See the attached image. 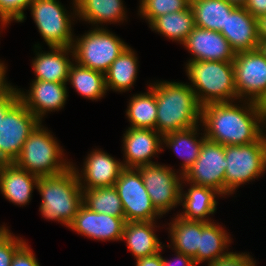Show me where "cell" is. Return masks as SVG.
I'll list each match as a JSON object with an SVG mask.
<instances>
[{
	"instance_id": "cell-13",
	"label": "cell",
	"mask_w": 266,
	"mask_h": 266,
	"mask_svg": "<svg viewBox=\"0 0 266 266\" xmlns=\"http://www.w3.org/2000/svg\"><path fill=\"white\" fill-rule=\"evenodd\" d=\"M225 146L206 139L197 160L183 175L188 183L210 187L225 196Z\"/></svg>"
},
{
	"instance_id": "cell-34",
	"label": "cell",
	"mask_w": 266,
	"mask_h": 266,
	"mask_svg": "<svg viewBox=\"0 0 266 266\" xmlns=\"http://www.w3.org/2000/svg\"><path fill=\"white\" fill-rule=\"evenodd\" d=\"M189 6L190 0H140L138 14L150 24L159 16L184 11Z\"/></svg>"
},
{
	"instance_id": "cell-23",
	"label": "cell",
	"mask_w": 266,
	"mask_h": 266,
	"mask_svg": "<svg viewBox=\"0 0 266 266\" xmlns=\"http://www.w3.org/2000/svg\"><path fill=\"white\" fill-rule=\"evenodd\" d=\"M155 223L156 221H130L125 223L122 240L126 241L128 251L132 253L135 259L151 256L163 250V244L155 234V230H157Z\"/></svg>"
},
{
	"instance_id": "cell-43",
	"label": "cell",
	"mask_w": 266,
	"mask_h": 266,
	"mask_svg": "<svg viewBox=\"0 0 266 266\" xmlns=\"http://www.w3.org/2000/svg\"><path fill=\"white\" fill-rule=\"evenodd\" d=\"M136 266H163L161 250L157 254L136 259Z\"/></svg>"
},
{
	"instance_id": "cell-30",
	"label": "cell",
	"mask_w": 266,
	"mask_h": 266,
	"mask_svg": "<svg viewBox=\"0 0 266 266\" xmlns=\"http://www.w3.org/2000/svg\"><path fill=\"white\" fill-rule=\"evenodd\" d=\"M169 225V236L171 244L167 247L192 258L197 254L200 247V221H188L178 215L171 220Z\"/></svg>"
},
{
	"instance_id": "cell-9",
	"label": "cell",
	"mask_w": 266,
	"mask_h": 266,
	"mask_svg": "<svg viewBox=\"0 0 266 266\" xmlns=\"http://www.w3.org/2000/svg\"><path fill=\"white\" fill-rule=\"evenodd\" d=\"M144 186L152 204L163 216L173 208L180 206V192L183 175L164 164L139 166ZM179 173V175H178Z\"/></svg>"
},
{
	"instance_id": "cell-37",
	"label": "cell",
	"mask_w": 266,
	"mask_h": 266,
	"mask_svg": "<svg viewBox=\"0 0 266 266\" xmlns=\"http://www.w3.org/2000/svg\"><path fill=\"white\" fill-rule=\"evenodd\" d=\"M256 261L249 254L229 251L225 256L208 263V266H255Z\"/></svg>"
},
{
	"instance_id": "cell-7",
	"label": "cell",
	"mask_w": 266,
	"mask_h": 266,
	"mask_svg": "<svg viewBox=\"0 0 266 266\" xmlns=\"http://www.w3.org/2000/svg\"><path fill=\"white\" fill-rule=\"evenodd\" d=\"M80 37H75L71 46L73 60L81 66L103 74L129 46L106 28L95 27Z\"/></svg>"
},
{
	"instance_id": "cell-4",
	"label": "cell",
	"mask_w": 266,
	"mask_h": 266,
	"mask_svg": "<svg viewBox=\"0 0 266 266\" xmlns=\"http://www.w3.org/2000/svg\"><path fill=\"white\" fill-rule=\"evenodd\" d=\"M185 69L201 106L237 101L233 62L188 61Z\"/></svg>"
},
{
	"instance_id": "cell-5",
	"label": "cell",
	"mask_w": 266,
	"mask_h": 266,
	"mask_svg": "<svg viewBox=\"0 0 266 266\" xmlns=\"http://www.w3.org/2000/svg\"><path fill=\"white\" fill-rule=\"evenodd\" d=\"M63 151L56 137L40 122L30 133L14 163L38 177L55 176L72 166V162L64 159Z\"/></svg>"
},
{
	"instance_id": "cell-38",
	"label": "cell",
	"mask_w": 266,
	"mask_h": 266,
	"mask_svg": "<svg viewBox=\"0 0 266 266\" xmlns=\"http://www.w3.org/2000/svg\"><path fill=\"white\" fill-rule=\"evenodd\" d=\"M35 254L25 243L14 255L10 266H40Z\"/></svg>"
},
{
	"instance_id": "cell-42",
	"label": "cell",
	"mask_w": 266,
	"mask_h": 266,
	"mask_svg": "<svg viewBox=\"0 0 266 266\" xmlns=\"http://www.w3.org/2000/svg\"><path fill=\"white\" fill-rule=\"evenodd\" d=\"M20 99L18 89L9 97L0 99V126L1 117H4L6 112Z\"/></svg>"
},
{
	"instance_id": "cell-21",
	"label": "cell",
	"mask_w": 266,
	"mask_h": 266,
	"mask_svg": "<svg viewBox=\"0 0 266 266\" xmlns=\"http://www.w3.org/2000/svg\"><path fill=\"white\" fill-rule=\"evenodd\" d=\"M39 177L13 163H0V191L15 205L30 203Z\"/></svg>"
},
{
	"instance_id": "cell-35",
	"label": "cell",
	"mask_w": 266,
	"mask_h": 266,
	"mask_svg": "<svg viewBox=\"0 0 266 266\" xmlns=\"http://www.w3.org/2000/svg\"><path fill=\"white\" fill-rule=\"evenodd\" d=\"M12 234L8 227L0 226V266H10L15 253L26 243Z\"/></svg>"
},
{
	"instance_id": "cell-41",
	"label": "cell",
	"mask_w": 266,
	"mask_h": 266,
	"mask_svg": "<svg viewBox=\"0 0 266 266\" xmlns=\"http://www.w3.org/2000/svg\"><path fill=\"white\" fill-rule=\"evenodd\" d=\"M244 8L255 18L266 15V0H247Z\"/></svg>"
},
{
	"instance_id": "cell-19",
	"label": "cell",
	"mask_w": 266,
	"mask_h": 266,
	"mask_svg": "<svg viewBox=\"0 0 266 266\" xmlns=\"http://www.w3.org/2000/svg\"><path fill=\"white\" fill-rule=\"evenodd\" d=\"M237 52L258 49V22L244 7H235L227 16L226 27L220 32Z\"/></svg>"
},
{
	"instance_id": "cell-15",
	"label": "cell",
	"mask_w": 266,
	"mask_h": 266,
	"mask_svg": "<svg viewBox=\"0 0 266 266\" xmlns=\"http://www.w3.org/2000/svg\"><path fill=\"white\" fill-rule=\"evenodd\" d=\"M182 45L192 54L189 61L233 62L235 51L219 32L195 27Z\"/></svg>"
},
{
	"instance_id": "cell-16",
	"label": "cell",
	"mask_w": 266,
	"mask_h": 266,
	"mask_svg": "<svg viewBox=\"0 0 266 266\" xmlns=\"http://www.w3.org/2000/svg\"><path fill=\"white\" fill-rule=\"evenodd\" d=\"M75 166L72 163L82 189L112 187L124 168L122 162L101 149L88 154L81 173Z\"/></svg>"
},
{
	"instance_id": "cell-45",
	"label": "cell",
	"mask_w": 266,
	"mask_h": 266,
	"mask_svg": "<svg viewBox=\"0 0 266 266\" xmlns=\"http://www.w3.org/2000/svg\"><path fill=\"white\" fill-rule=\"evenodd\" d=\"M236 7H244L247 0H225Z\"/></svg>"
},
{
	"instance_id": "cell-46",
	"label": "cell",
	"mask_w": 266,
	"mask_h": 266,
	"mask_svg": "<svg viewBox=\"0 0 266 266\" xmlns=\"http://www.w3.org/2000/svg\"><path fill=\"white\" fill-rule=\"evenodd\" d=\"M258 49L266 59V41H259Z\"/></svg>"
},
{
	"instance_id": "cell-2",
	"label": "cell",
	"mask_w": 266,
	"mask_h": 266,
	"mask_svg": "<svg viewBox=\"0 0 266 266\" xmlns=\"http://www.w3.org/2000/svg\"><path fill=\"white\" fill-rule=\"evenodd\" d=\"M190 83L160 81L150 83L157 102L156 131L162 136L193 128L201 122L202 106Z\"/></svg>"
},
{
	"instance_id": "cell-3",
	"label": "cell",
	"mask_w": 266,
	"mask_h": 266,
	"mask_svg": "<svg viewBox=\"0 0 266 266\" xmlns=\"http://www.w3.org/2000/svg\"><path fill=\"white\" fill-rule=\"evenodd\" d=\"M35 189L42 197L41 215L69 227L83 204V190L75 169L71 166L59 175L39 177Z\"/></svg>"
},
{
	"instance_id": "cell-24",
	"label": "cell",
	"mask_w": 266,
	"mask_h": 266,
	"mask_svg": "<svg viewBox=\"0 0 266 266\" xmlns=\"http://www.w3.org/2000/svg\"><path fill=\"white\" fill-rule=\"evenodd\" d=\"M77 16L100 28L104 23H119L126 20L123 0H75ZM125 7V8H124Z\"/></svg>"
},
{
	"instance_id": "cell-26",
	"label": "cell",
	"mask_w": 266,
	"mask_h": 266,
	"mask_svg": "<svg viewBox=\"0 0 266 266\" xmlns=\"http://www.w3.org/2000/svg\"><path fill=\"white\" fill-rule=\"evenodd\" d=\"M231 237L219 223L200 221V247L193 257L196 265L213 262L228 253ZM227 251V252H226Z\"/></svg>"
},
{
	"instance_id": "cell-36",
	"label": "cell",
	"mask_w": 266,
	"mask_h": 266,
	"mask_svg": "<svg viewBox=\"0 0 266 266\" xmlns=\"http://www.w3.org/2000/svg\"><path fill=\"white\" fill-rule=\"evenodd\" d=\"M33 0H0V24L7 27L11 21L24 22V10L29 8Z\"/></svg>"
},
{
	"instance_id": "cell-47",
	"label": "cell",
	"mask_w": 266,
	"mask_h": 266,
	"mask_svg": "<svg viewBox=\"0 0 266 266\" xmlns=\"http://www.w3.org/2000/svg\"><path fill=\"white\" fill-rule=\"evenodd\" d=\"M259 105L262 108V110L266 116V97L259 103Z\"/></svg>"
},
{
	"instance_id": "cell-32",
	"label": "cell",
	"mask_w": 266,
	"mask_h": 266,
	"mask_svg": "<svg viewBox=\"0 0 266 266\" xmlns=\"http://www.w3.org/2000/svg\"><path fill=\"white\" fill-rule=\"evenodd\" d=\"M147 93L134 94L128 103L126 116L130 127L156 129L157 102L155 91L149 86Z\"/></svg>"
},
{
	"instance_id": "cell-27",
	"label": "cell",
	"mask_w": 266,
	"mask_h": 266,
	"mask_svg": "<svg viewBox=\"0 0 266 266\" xmlns=\"http://www.w3.org/2000/svg\"><path fill=\"white\" fill-rule=\"evenodd\" d=\"M138 58L135 51L128 46L114 60L105 73V85L107 91H129L137 80Z\"/></svg>"
},
{
	"instance_id": "cell-31",
	"label": "cell",
	"mask_w": 266,
	"mask_h": 266,
	"mask_svg": "<svg viewBox=\"0 0 266 266\" xmlns=\"http://www.w3.org/2000/svg\"><path fill=\"white\" fill-rule=\"evenodd\" d=\"M67 82L84 98L98 100L107 92L105 85V74L99 71L72 63L69 70Z\"/></svg>"
},
{
	"instance_id": "cell-1",
	"label": "cell",
	"mask_w": 266,
	"mask_h": 266,
	"mask_svg": "<svg viewBox=\"0 0 266 266\" xmlns=\"http://www.w3.org/2000/svg\"><path fill=\"white\" fill-rule=\"evenodd\" d=\"M202 106L201 122L206 139L228 145L256 142L266 131V116L259 103L239 100ZM263 125V126H262Z\"/></svg>"
},
{
	"instance_id": "cell-6",
	"label": "cell",
	"mask_w": 266,
	"mask_h": 266,
	"mask_svg": "<svg viewBox=\"0 0 266 266\" xmlns=\"http://www.w3.org/2000/svg\"><path fill=\"white\" fill-rule=\"evenodd\" d=\"M225 195H232L240 185L254 181L266 170V132L247 145L225 146Z\"/></svg>"
},
{
	"instance_id": "cell-29",
	"label": "cell",
	"mask_w": 266,
	"mask_h": 266,
	"mask_svg": "<svg viewBox=\"0 0 266 266\" xmlns=\"http://www.w3.org/2000/svg\"><path fill=\"white\" fill-rule=\"evenodd\" d=\"M152 31L158 32L164 37L183 43L190 32L196 27L194 13L189 6L184 11L167 13L155 18L150 24Z\"/></svg>"
},
{
	"instance_id": "cell-14",
	"label": "cell",
	"mask_w": 266,
	"mask_h": 266,
	"mask_svg": "<svg viewBox=\"0 0 266 266\" xmlns=\"http://www.w3.org/2000/svg\"><path fill=\"white\" fill-rule=\"evenodd\" d=\"M125 223V218L94 212L82 204L68 228L98 241H122Z\"/></svg>"
},
{
	"instance_id": "cell-40",
	"label": "cell",
	"mask_w": 266,
	"mask_h": 266,
	"mask_svg": "<svg viewBox=\"0 0 266 266\" xmlns=\"http://www.w3.org/2000/svg\"><path fill=\"white\" fill-rule=\"evenodd\" d=\"M175 252L176 257L172 259L173 262L171 259L169 261L168 259L162 257L163 266H197L194 261V258H192L191 256L185 255L178 251Z\"/></svg>"
},
{
	"instance_id": "cell-10",
	"label": "cell",
	"mask_w": 266,
	"mask_h": 266,
	"mask_svg": "<svg viewBox=\"0 0 266 266\" xmlns=\"http://www.w3.org/2000/svg\"><path fill=\"white\" fill-rule=\"evenodd\" d=\"M39 123L20 99L1 117L0 163H13L17 159L25 141Z\"/></svg>"
},
{
	"instance_id": "cell-17",
	"label": "cell",
	"mask_w": 266,
	"mask_h": 266,
	"mask_svg": "<svg viewBox=\"0 0 266 266\" xmlns=\"http://www.w3.org/2000/svg\"><path fill=\"white\" fill-rule=\"evenodd\" d=\"M122 142L125 168L155 164L151 158L163 150L162 135L154 129L128 127Z\"/></svg>"
},
{
	"instance_id": "cell-18",
	"label": "cell",
	"mask_w": 266,
	"mask_h": 266,
	"mask_svg": "<svg viewBox=\"0 0 266 266\" xmlns=\"http://www.w3.org/2000/svg\"><path fill=\"white\" fill-rule=\"evenodd\" d=\"M67 83L33 80L28 92L18 89L20 100L42 122L46 113L59 111L65 106Z\"/></svg>"
},
{
	"instance_id": "cell-33",
	"label": "cell",
	"mask_w": 266,
	"mask_h": 266,
	"mask_svg": "<svg viewBox=\"0 0 266 266\" xmlns=\"http://www.w3.org/2000/svg\"><path fill=\"white\" fill-rule=\"evenodd\" d=\"M82 190L83 204L90 210L119 218H125L121 199L114 186Z\"/></svg>"
},
{
	"instance_id": "cell-11",
	"label": "cell",
	"mask_w": 266,
	"mask_h": 266,
	"mask_svg": "<svg viewBox=\"0 0 266 266\" xmlns=\"http://www.w3.org/2000/svg\"><path fill=\"white\" fill-rule=\"evenodd\" d=\"M114 187L121 199L126 222L155 221L163 217L152 204L138 168H123Z\"/></svg>"
},
{
	"instance_id": "cell-28",
	"label": "cell",
	"mask_w": 266,
	"mask_h": 266,
	"mask_svg": "<svg viewBox=\"0 0 266 266\" xmlns=\"http://www.w3.org/2000/svg\"><path fill=\"white\" fill-rule=\"evenodd\" d=\"M195 26L219 31L226 27L227 16L236 7L225 0H190Z\"/></svg>"
},
{
	"instance_id": "cell-44",
	"label": "cell",
	"mask_w": 266,
	"mask_h": 266,
	"mask_svg": "<svg viewBox=\"0 0 266 266\" xmlns=\"http://www.w3.org/2000/svg\"><path fill=\"white\" fill-rule=\"evenodd\" d=\"M259 41H266V15L257 19Z\"/></svg>"
},
{
	"instance_id": "cell-25",
	"label": "cell",
	"mask_w": 266,
	"mask_h": 266,
	"mask_svg": "<svg viewBox=\"0 0 266 266\" xmlns=\"http://www.w3.org/2000/svg\"><path fill=\"white\" fill-rule=\"evenodd\" d=\"M198 127L199 125L190 129L171 132L162 136V145H166L165 147L171 148L173 152L182 158V170H179L182 175H184L191 165L197 160L202 145L206 140L205 133H203V135L202 133H198ZM199 134L202 136L198 137Z\"/></svg>"
},
{
	"instance_id": "cell-20",
	"label": "cell",
	"mask_w": 266,
	"mask_h": 266,
	"mask_svg": "<svg viewBox=\"0 0 266 266\" xmlns=\"http://www.w3.org/2000/svg\"><path fill=\"white\" fill-rule=\"evenodd\" d=\"M38 45L34 46L36 58H33L31 64L35 74L33 80L67 83L70 66L74 61L71 62L68 56L72 55L73 59L72 47H49V52H43Z\"/></svg>"
},
{
	"instance_id": "cell-8",
	"label": "cell",
	"mask_w": 266,
	"mask_h": 266,
	"mask_svg": "<svg viewBox=\"0 0 266 266\" xmlns=\"http://www.w3.org/2000/svg\"><path fill=\"white\" fill-rule=\"evenodd\" d=\"M73 14L59 0H33L28 9L41 37L48 47H71L74 40L71 18L77 17L76 1ZM74 15V17H73Z\"/></svg>"
},
{
	"instance_id": "cell-22",
	"label": "cell",
	"mask_w": 266,
	"mask_h": 266,
	"mask_svg": "<svg viewBox=\"0 0 266 266\" xmlns=\"http://www.w3.org/2000/svg\"><path fill=\"white\" fill-rule=\"evenodd\" d=\"M185 182L190 187L186 192L183 191L184 184H181L180 204L182 203L184 210L180 214L177 213V215L188 221L212 222L209 215L216 212L217 201L215 198L222 195L213 188L191 184L184 179L181 183Z\"/></svg>"
},
{
	"instance_id": "cell-12",
	"label": "cell",
	"mask_w": 266,
	"mask_h": 266,
	"mask_svg": "<svg viewBox=\"0 0 266 266\" xmlns=\"http://www.w3.org/2000/svg\"><path fill=\"white\" fill-rule=\"evenodd\" d=\"M233 66L237 100L260 103L266 97V59L264 55L259 49L237 52Z\"/></svg>"
},
{
	"instance_id": "cell-39",
	"label": "cell",
	"mask_w": 266,
	"mask_h": 266,
	"mask_svg": "<svg viewBox=\"0 0 266 266\" xmlns=\"http://www.w3.org/2000/svg\"><path fill=\"white\" fill-rule=\"evenodd\" d=\"M6 68L7 66L0 61V99L7 98L11 96L18 88L10 85L11 83L7 82L6 77Z\"/></svg>"
}]
</instances>
